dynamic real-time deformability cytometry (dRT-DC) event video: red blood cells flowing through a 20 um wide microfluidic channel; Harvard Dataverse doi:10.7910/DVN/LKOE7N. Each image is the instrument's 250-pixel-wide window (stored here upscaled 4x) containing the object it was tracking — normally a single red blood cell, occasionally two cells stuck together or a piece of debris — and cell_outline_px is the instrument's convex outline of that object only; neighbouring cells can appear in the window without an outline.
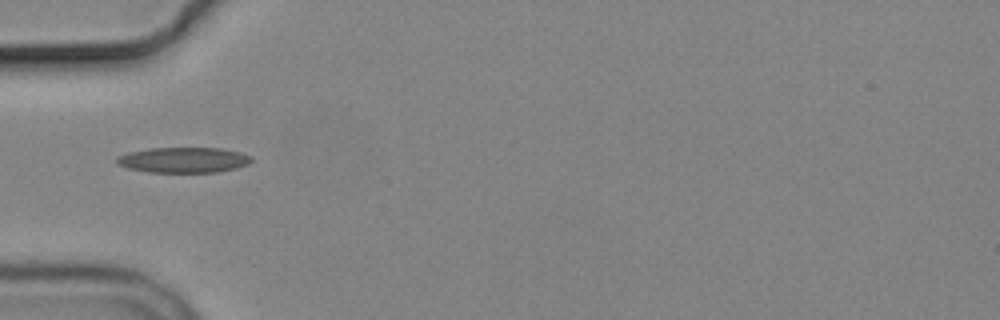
{"species": "common noctule bat (a hibernating species)", "species_latin": "Nyctalus noctula", "temperature_condition": "cold", "stored_images_in_passage": 3, "camera_frame_rate_fps": 3000, "um_per_image_px": 0.085, "animal": {"sex": "male", "body_mass_g": 19.2, "forearm_length_mm": 51.8}, "frame": {"image": 1, "passage_image": 1, "time_ms": 0.0, "image_size_px": [1000, 320], "cell_outline_px": [[252, 160], [248, 164], [236, 168], [216, 172], [148, 172], [128, 168], [116, 164], [116, 160], [120, 156], [128, 152], [148, 148], [220, 148], [240, 152], [252, 156]], "centroid_in_image_um": [15.6, 13.59], "position_along_channel_um": 69.4, "area_um2": 19.94}}
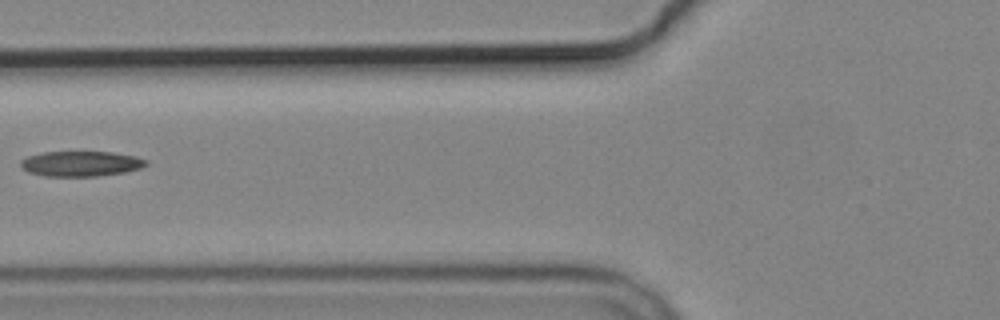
{"frame": {"image": 2, "passage_image": 2, "time_ms": 1.333, "image_size_px": [1000, 320], "cell_outline_px": [[148, 164], [140, 168], [124, 172], [96, 176], [44, 176], [28, 172], [20, 168], [20, 160], [28, 156], [40, 152], [112, 152], [136, 156], [148, 160]], "centroid_in_image_um": [6.85, 13.91], "position_along_channel_um": 119.0, "area_um2": 18.55}}
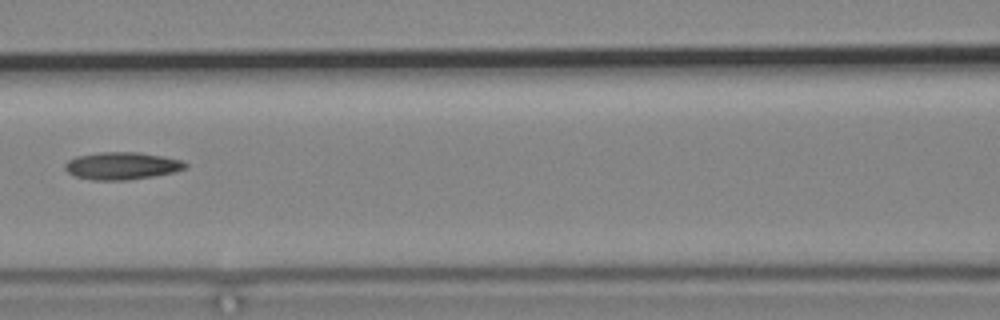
{"frame": {"image": 3, "passage_image": 3, "time_ms": 2.333, "image_size_px": [1000, 320], "cell_outline_px": [[188, 168], [172, 172], [152, 176], [124, 180], [92, 180], [76, 176], [68, 172], [64, 168], [64, 164], [68, 160], [76, 156], [100, 152], [140, 152], [164, 156], [180, 160], [188, 164]], "centroid_in_image_um": [10.35, 14.08], "position_along_channel_um": 156.2, "area_um2": 19.19}}